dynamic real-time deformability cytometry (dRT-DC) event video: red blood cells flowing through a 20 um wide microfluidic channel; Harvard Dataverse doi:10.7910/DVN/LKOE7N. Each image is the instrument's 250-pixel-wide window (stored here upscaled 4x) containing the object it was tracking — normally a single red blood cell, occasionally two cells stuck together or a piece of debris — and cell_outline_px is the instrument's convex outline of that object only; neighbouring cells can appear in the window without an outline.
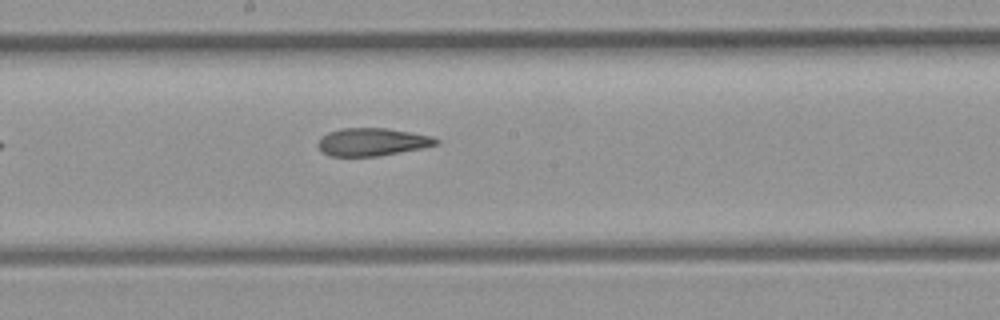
{"species": "common noctule bat (a hibernating species)", "species_latin": "Nyctalus noctula", "temperature_condition": "room temperature", "stored_images_in_passage": 6, "camera_frame_rate_fps": 3000, "um_per_image_px": 0.085, "animal": {"sex": "female", "body_mass_g": 21.9}, "frame": {"image": 1, "passage_image": 6, "time_ms": 1.667, "image_size_px": [1000, 320], "cell_outline_px": [[440, 144], [424, 148], [380, 156], [328, 156], [320, 152], [316, 144], [320, 136], [328, 132], [340, 128], [384, 128], [432, 136], [440, 140]], "centroid_in_image_um": [31.6, 12.07], "position_along_channel_um": 216.6, "area_um2": 19.48}}